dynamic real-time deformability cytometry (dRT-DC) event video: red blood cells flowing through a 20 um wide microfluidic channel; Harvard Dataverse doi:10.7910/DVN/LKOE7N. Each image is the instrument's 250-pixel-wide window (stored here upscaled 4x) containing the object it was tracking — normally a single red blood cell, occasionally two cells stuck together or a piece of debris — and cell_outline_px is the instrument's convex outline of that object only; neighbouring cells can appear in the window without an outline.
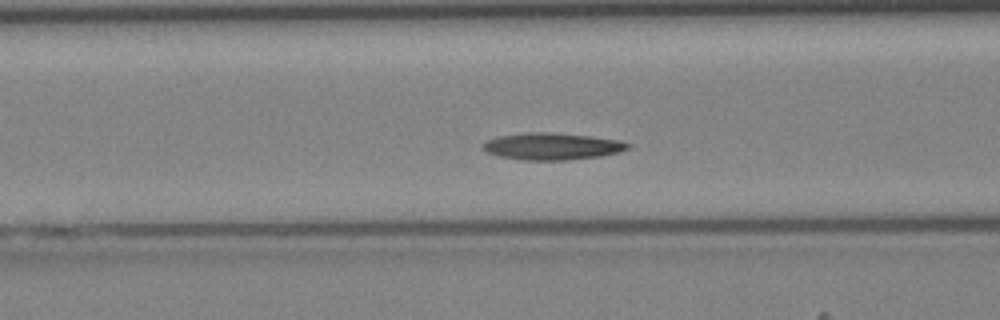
{"species": "Egyptian fruit bat (a non-hibernating species)", "species_latin": "Rousettus aegyptiacus", "temperature_condition": "cold", "stored_images_in_passage": 44, "segment_of_instrument_passage": [1, 2], "camera_frame_rate_fps": 3000, "um_per_image_px": 0.085, "animal": {"sex": "female"}, "frame": {"image": 1, "passage_image": 17, "time_ms": 5.333, "image_size_px": [1000, 320], "cell_outline_px": [[632, 148], [620, 152], [600, 156], [568, 160], [520, 160], [496, 156], [480, 148], [488, 140], [496, 136], [524, 132], [552, 132], [588, 136], [620, 140], [632, 144]], "centroid_in_image_um": [46.93, 12.44], "position_along_channel_um": 119.7, "area_um2": 23.06}}
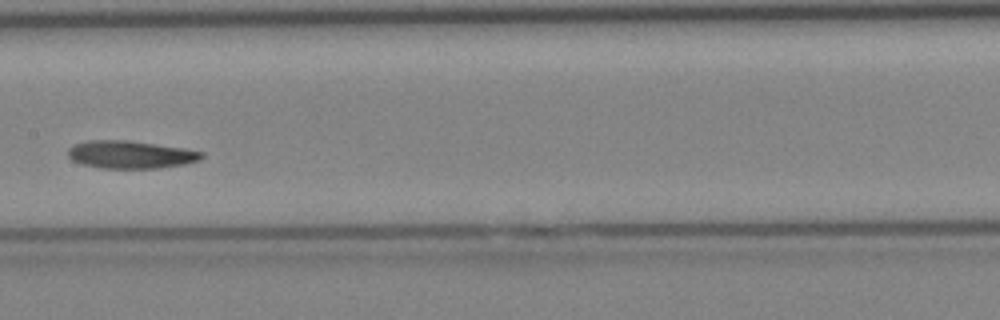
{"frame": {"image": 2, "passage_image": 22, "time_ms": 7.0, "image_size_px": [1000, 320], "cell_outline_px": [[204, 156], [200, 160], [184, 164], [160, 168], [100, 168], [80, 164], [72, 160], [68, 156], [68, 148], [76, 144], [88, 140], [128, 140], [184, 148], [204, 152]], "centroid_in_image_um": [11.1, 13.14], "position_along_channel_um": 196.3, "area_um2": 21.68}}
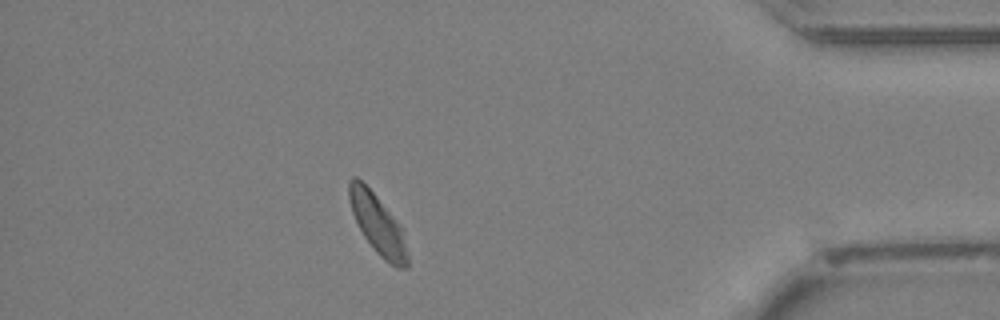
{"frame": {"image": 3, "passage_image": 38, "time_ms": 12.333, "image_size_px": [1000, 320], "cell_outline_px": [[408, 268], [396, 268], [384, 260], [376, 252], [364, 236], [352, 212], [348, 196], [348, 180], [352, 176], [356, 176], [376, 196], [400, 224], [408, 256]], "centroid_in_image_um": [32.1, 19.07], "position_along_channel_um": 403.1, "area_um2": 20.0}}